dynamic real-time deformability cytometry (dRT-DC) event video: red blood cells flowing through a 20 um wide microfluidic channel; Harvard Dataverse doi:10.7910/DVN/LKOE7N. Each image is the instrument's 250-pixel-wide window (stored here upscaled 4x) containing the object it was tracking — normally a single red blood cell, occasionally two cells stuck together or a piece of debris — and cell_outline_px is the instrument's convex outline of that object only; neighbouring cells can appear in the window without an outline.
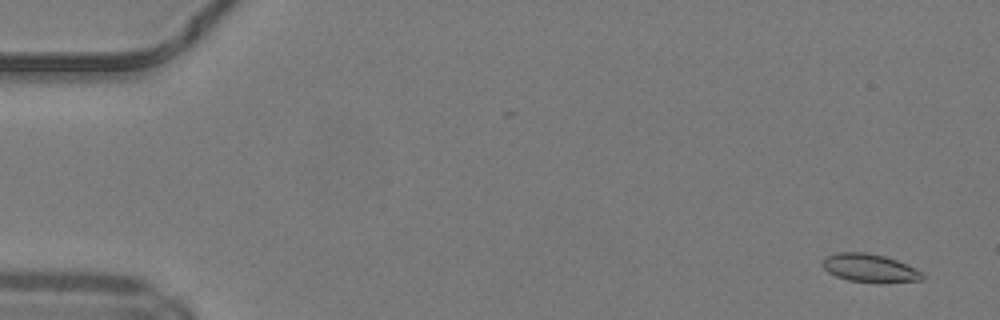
{"species": "common noctule bat (a hibernating species)", "species_latin": "Nyctalus noctula", "temperature_condition": "warm", "stored_images_in_passage": 48, "camera_frame_rate_fps": 3000, "um_per_image_px": 0.085, "animal": {"sex": "male", "body_mass_g": 19.2, "forearm_length_mm": 51.8}, "frame": {"image": 1, "passage_image": 1, "time_ms": 0.0, "image_size_px": [1000, 320], "cell_outline_px": [[924, 276], [920, 280], [848, 280], [836, 276], [828, 272], [824, 268], [824, 256], [836, 252], [864, 252], [884, 256], [896, 260], [920, 272]], "centroid_in_image_um": [73.81, 22.72], "position_along_channel_um": 11.2, "area_um2": 15.32}}
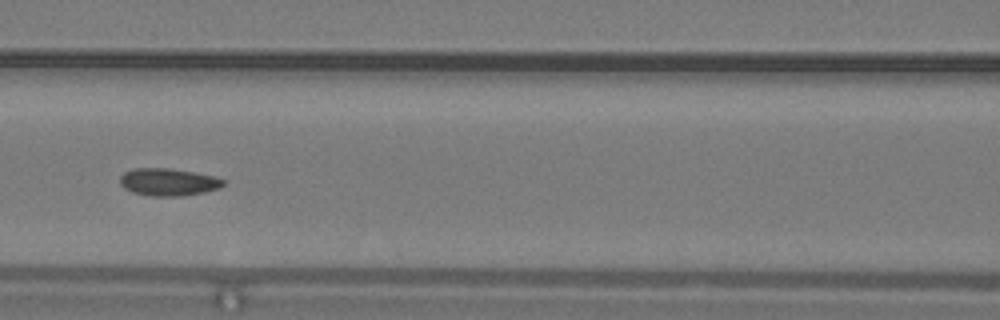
{"frame": {"image": 2, "passage_image": 21, "time_ms": 6.667, "image_size_px": [1000, 320], "cell_outline_px": [[224, 184], [220, 188], [204, 192], [184, 196], [152, 196], [132, 192], [124, 188], [120, 184], [120, 176], [124, 172], [132, 168], [168, 168], [216, 176], [224, 180]], "centroid_in_image_um": [14.3, 15.47], "position_along_channel_um": 152.3, "area_um2": 16.59}}
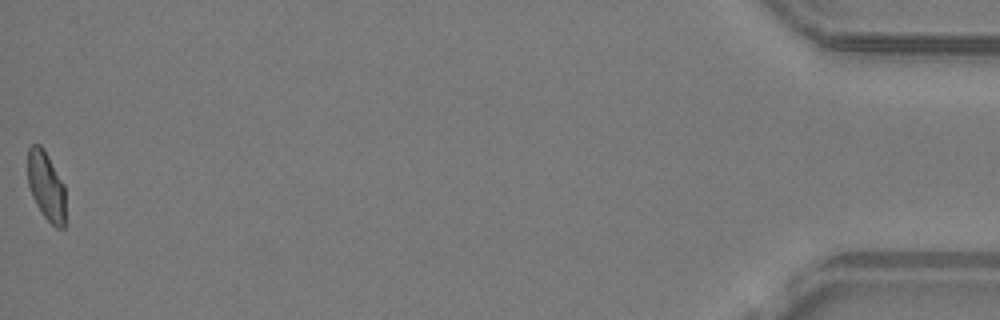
{"frame": {"image": 3, "passage_image": 48, "time_ms": 15.667, "image_size_px": [1000, 320], "cell_outline_px": [[64, 228], [56, 228], [44, 216], [36, 204], [32, 196], [28, 184], [28, 148], [32, 144], [40, 144], [44, 148], [64, 184]], "centroid_in_image_um": [3.91, 15.78], "position_along_channel_um": 431.3, "area_um2": 15.09}, "authors_computed_cell_mechanics": {"area_um2": 16.1262, "velocity_mm_per_s": 4.2167, "shape_relaxation_time_tau1_ms": null, "shape_relaxation_time_tau2_ms": 2.6013, "deformation_change_tau1": null, "deformation_change_tau2": 0.0692}}